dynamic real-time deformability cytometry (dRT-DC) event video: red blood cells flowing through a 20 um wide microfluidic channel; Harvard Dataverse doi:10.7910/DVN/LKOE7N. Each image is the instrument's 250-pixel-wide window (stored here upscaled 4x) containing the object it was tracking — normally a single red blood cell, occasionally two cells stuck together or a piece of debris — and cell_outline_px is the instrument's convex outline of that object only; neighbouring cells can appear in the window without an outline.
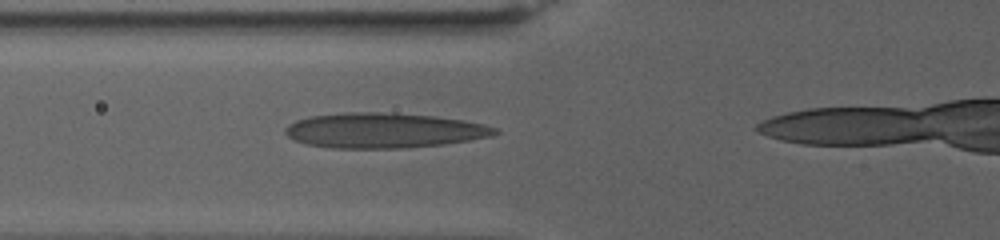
{"species": "human", "species_latin": "Homo sapiens", "temperature_condition": "warm", "stored_images_in_passage": 57, "camera_frame_rate_fps": 3000, "um_per_image_px": 0.085, "donor": {"sex": "female"}, "frame": {"image": 1, "passage_image": 20, "time_ms": 6.333, "image_size_px": [1000, 240], "cell_outline_px": [[500, 132], [492, 136], [444, 144], [400, 148], [332, 148], [308, 144], [296, 140], [288, 136], [284, 132], [284, 128], [288, 124], [296, 120], [312, 116], [344, 112], [380, 112], [436, 116], [464, 120], [484, 124], [496, 128]], "centroid_in_image_um": [32.63, 11.08], "position_along_channel_um": 93.2, "area_um2": 42.77}}
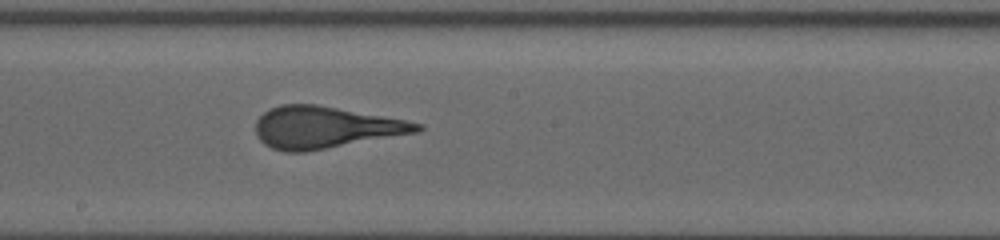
{"frame": {"image": 2, "passage_image": 34, "time_ms": 11.0, "image_size_px": [1000, 240], "cell_outline_px": [[424, 128], [420, 132], [304, 152], [284, 152], [272, 148], [264, 144], [256, 136], [256, 120], [264, 112], [280, 104], [316, 104], [404, 120], [424, 124]], "centroid_in_image_um": [27.62, 10.83], "position_along_channel_um": 220.6, "area_um2": 39.19}}
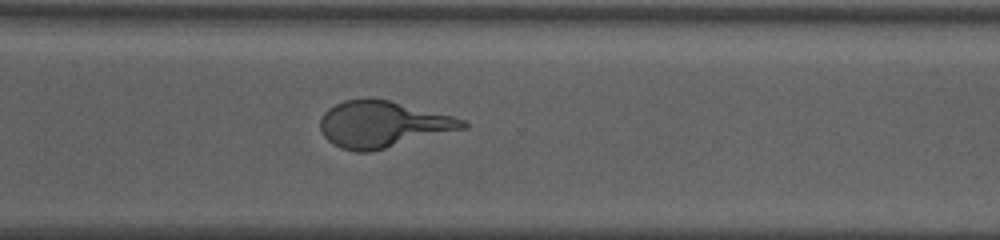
{"frame": {"image": 3, "passage_image": 47, "time_ms": 15.333, "image_size_px": [1000, 240], "cell_outline_px": [[468, 128], [368, 152], [356, 152], [340, 148], [332, 144], [324, 136], [320, 128], [320, 116], [328, 108], [344, 100], [388, 100], [452, 116], [464, 120], [468, 124]], "centroid_in_image_um": [32.51, 10.59], "position_along_channel_um": 338.1, "area_um2": 38.03}}